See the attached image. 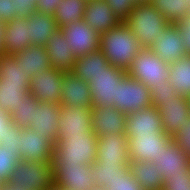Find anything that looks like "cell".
I'll list each match as a JSON object with an SVG mask.
<instances>
[{
	"label": "cell",
	"instance_id": "obj_1",
	"mask_svg": "<svg viewBox=\"0 0 190 190\" xmlns=\"http://www.w3.org/2000/svg\"><path fill=\"white\" fill-rule=\"evenodd\" d=\"M141 49L125 22L100 34V51L112 66L127 70Z\"/></svg>",
	"mask_w": 190,
	"mask_h": 190
},
{
	"label": "cell",
	"instance_id": "obj_2",
	"mask_svg": "<svg viewBox=\"0 0 190 190\" xmlns=\"http://www.w3.org/2000/svg\"><path fill=\"white\" fill-rule=\"evenodd\" d=\"M124 22L142 48H149L157 36L165 34V28L170 24L150 3L136 4Z\"/></svg>",
	"mask_w": 190,
	"mask_h": 190
},
{
	"label": "cell",
	"instance_id": "obj_3",
	"mask_svg": "<svg viewBox=\"0 0 190 190\" xmlns=\"http://www.w3.org/2000/svg\"><path fill=\"white\" fill-rule=\"evenodd\" d=\"M97 139L94 133L67 135L54 145L52 164L92 165L96 159Z\"/></svg>",
	"mask_w": 190,
	"mask_h": 190
},
{
	"label": "cell",
	"instance_id": "obj_4",
	"mask_svg": "<svg viewBox=\"0 0 190 190\" xmlns=\"http://www.w3.org/2000/svg\"><path fill=\"white\" fill-rule=\"evenodd\" d=\"M168 67L169 65L164 63L151 49L142 48L126 70V74L145 84L151 91L156 85L168 81Z\"/></svg>",
	"mask_w": 190,
	"mask_h": 190
},
{
	"label": "cell",
	"instance_id": "obj_5",
	"mask_svg": "<svg viewBox=\"0 0 190 190\" xmlns=\"http://www.w3.org/2000/svg\"><path fill=\"white\" fill-rule=\"evenodd\" d=\"M29 190H48L54 184L51 162L20 160L8 180Z\"/></svg>",
	"mask_w": 190,
	"mask_h": 190
},
{
	"label": "cell",
	"instance_id": "obj_6",
	"mask_svg": "<svg viewBox=\"0 0 190 190\" xmlns=\"http://www.w3.org/2000/svg\"><path fill=\"white\" fill-rule=\"evenodd\" d=\"M125 75V69L112 66L108 62L105 70L98 72L88 82L92 93V107L114 106L118 84Z\"/></svg>",
	"mask_w": 190,
	"mask_h": 190
},
{
	"label": "cell",
	"instance_id": "obj_7",
	"mask_svg": "<svg viewBox=\"0 0 190 190\" xmlns=\"http://www.w3.org/2000/svg\"><path fill=\"white\" fill-rule=\"evenodd\" d=\"M19 140L21 160L30 162H52L55 137H44L31 128H20L16 133Z\"/></svg>",
	"mask_w": 190,
	"mask_h": 190
},
{
	"label": "cell",
	"instance_id": "obj_8",
	"mask_svg": "<svg viewBox=\"0 0 190 190\" xmlns=\"http://www.w3.org/2000/svg\"><path fill=\"white\" fill-rule=\"evenodd\" d=\"M151 106V91L129 75H125L119 82L114 107L128 114Z\"/></svg>",
	"mask_w": 190,
	"mask_h": 190
},
{
	"label": "cell",
	"instance_id": "obj_9",
	"mask_svg": "<svg viewBox=\"0 0 190 190\" xmlns=\"http://www.w3.org/2000/svg\"><path fill=\"white\" fill-rule=\"evenodd\" d=\"M94 133L92 129V107L61 105L59 127L55 144L67 135Z\"/></svg>",
	"mask_w": 190,
	"mask_h": 190
},
{
	"label": "cell",
	"instance_id": "obj_10",
	"mask_svg": "<svg viewBox=\"0 0 190 190\" xmlns=\"http://www.w3.org/2000/svg\"><path fill=\"white\" fill-rule=\"evenodd\" d=\"M65 72L54 68L41 69L31 78L29 93L38 101L60 104Z\"/></svg>",
	"mask_w": 190,
	"mask_h": 190
},
{
	"label": "cell",
	"instance_id": "obj_11",
	"mask_svg": "<svg viewBox=\"0 0 190 190\" xmlns=\"http://www.w3.org/2000/svg\"><path fill=\"white\" fill-rule=\"evenodd\" d=\"M54 184L68 190H93L94 181L92 165L52 164Z\"/></svg>",
	"mask_w": 190,
	"mask_h": 190
},
{
	"label": "cell",
	"instance_id": "obj_12",
	"mask_svg": "<svg viewBox=\"0 0 190 190\" xmlns=\"http://www.w3.org/2000/svg\"><path fill=\"white\" fill-rule=\"evenodd\" d=\"M61 30L76 58L100 50V34L84 20L68 23Z\"/></svg>",
	"mask_w": 190,
	"mask_h": 190
},
{
	"label": "cell",
	"instance_id": "obj_13",
	"mask_svg": "<svg viewBox=\"0 0 190 190\" xmlns=\"http://www.w3.org/2000/svg\"><path fill=\"white\" fill-rule=\"evenodd\" d=\"M153 163L161 173L163 181L172 176L190 174V155L184 152L173 138L163 145L162 153Z\"/></svg>",
	"mask_w": 190,
	"mask_h": 190
},
{
	"label": "cell",
	"instance_id": "obj_14",
	"mask_svg": "<svg viewBox=\"0 0 190 190\" xmlns=\"http://www.w3.org/2000/svg\"><path fill=\"white\" fill-rule=\"evenodd\" d=\"M171 139L166 134H138L127 139L131 162L158 160L165 145Z\"/></svg>",
	"mask_w": 190,
	"mask_h": 190
},
{
	"label": "cell",
	"instance_id": "obj_15",
	"mask_svg": "<svg viewBox=\"0 0 190 190\" xmlns=\"http://www.w3.org/2000/svg\"><path fill=\"white\" fill-rule=\"evenodd\" d=\"M127 116L114 106L92 107V129L99 138L110 135H126Z\"/></svg>",
	"mask_w": 190,
	"mask_h": 190
},
{
	"label": "cell",
	"instance_id": "obj_16",
	"mask_svg": "<svg viewBox=\"0 0 190 190\" xmlns=\"http://www.w3.org/2000/svg\"><path fill=\"white\" fill-rule=\"evenodd\" d=\"M126 135L101 136L97 139L96 159L99 164L130 167Z\"/></svg>",
	"mask_w": 190,
	"mask_h": 190
},
{
	"label": "cell",
	"instance_id": "obj_17",
	"mask_svg": "<svg viewBox=\"0 0 190 190\" xmlns=\"http://www.w3.org/2000/svg\"><path fill=\"white\" fill-rule=\"evenodd\" d=\"M163 123L164 133L173 138L179 128L190 123L188 100L184 96H178L176 100L163 102L157 107Z\"/></svg>",
	"mask_w": 190,
	"mask_h": 190
},
{
	"label": "cell",
	"instance_id": "obj_18",
	"mask_svg": "<svg viewBox=\"0 0 190 190\" xmlns=\"http://www.w3.org/2000/svg\"><path fill=\"white\" fill-rule=\"evenodd\" d=\"M127 138L138 134H165L158 109L154 106L126 114Z\"/></svg>",
	"mask_w": 190,
	"mask_h": 190
},
{
	"label": "cell",
	"instance_id": "obj_19",
	"mask_svg": "<svg viewBox=\"0 0 190 190\" xmlns=\"http://www.w3.org/2000/svg\"><path fill=\"white\" fill-rule=\"evenodd\" d=\"M149 49L167 65L187 56L181 41V34L173 23L165 28L164 35L156 37Z\"/></svg>",
	"mask_w": 190,
	"mask_h": 190
},
{
	"label": "cell",
	"instance_id": "obj_20",
	"mask_svg": "<svg viewBox=\"0 0 190 190\" xmlns=\"http://www.w3.org/2000/svg\"><path fill=\"white\" fill-rule=\"evenodd\" d=\"M46 53L49 56L51 68L65 73L72 72L74 69L76 56L61 29H58L50 37L46 46Z\"/></svg>",
	"mask_w": 190,
	"mask_h": 190
},
{
	"label": "cell",
	"instance_id": "obj_21",
	"mask_svg": "<svg viewBox=\"0 0 190 190\" xmlns=\"http://www.w3.org/2000/svg\"><path fill=\"white\" fill-rule=\"evenodd\" d=\"M83 20L99 34L107 32L122 22L110 10L106 0H87Z\"/></svg>",
	"mask_w": 190,
	"mask_h": 190
},
{
	"label": "cell",
	"instance_id": "obj_22",
	"mask_svg": "<svg viewBox=\"0 0 190 190\" xmlns=\"http://www.w3.org/2000/svg\"><path fill=\"white\" fill-rule=\"evenodd\" d=\"M92 107V93L89 83L76 77L73 73L64 74L60 105Z\"/></svg>",
	"mask_w": 190,
	"mask_h": 190
},
{
	"label": "cell",
	"instance_id": "obj_23",
	"mask_svg": "<svg viewBox=\"0 0 190 190\" xmlns=\"http://www.w3.org/2000/svg\"><path fill=\"white\" fill-rule=\"evenodd\" d=\"M27 17H16L4 25L5 54L13 55L21 52L31 45Z\"/></svg>",
	"mask_w": 190,
	"mask_h": 190
},
{
	"label": "cell",
	"instance_id": "obj_24",
	"mask_svg": "<svg viewBox=\"0 0 190 190\" xmlns=\"http://www.w3.org/2000/svg\"><path fill=\"white\" fill-rule=\"evenodd\" d=\"M61 105L52 102L37 101L34 115V125L31 129L44 137H57Z\"/></svg>",
	"mask_w": 190,
	"mask_h": 190
},
{
	"label": "cell",
	"instance_id": "obj_25",
	"mask_svg": "<svg viewBox=\"0 0 190 190\" xmlns=\"http://www.w3.org/2000/svg\"><path fill=\"white\" fill-rule=\"evenodd\" d=\"M32 46H47L53 33L59 28L53 15L33 11L27 17Z\"/></svg>",
	"mask_w": 190,
	"mask_h": 190
},
{
	"label": "cell",
	"instance_id": "obj_26",
	"mask_svg": "<svg viewBox=\"0 0 190 190\" xmlns=\"http://www.w3.org/2000/svg\"><path fill=\"white\" fill-rule=\"evenodd\" d=\"M18 62L28 75L33 78L41 69H50L51 62L46 53V46H32L25 48L21 52L13 54Z\"/></svg>",
	"mask_w": 190,
	"mask_h": 190
},
{
	"label": "cell",
	"instance_id": "obj_27",
	"mask_svg": "<svg viewBox=\"0 0 190 190\" xmlns=\"http://www.w3.org/2000/svg\"><path fill=\"white\" fill-rule=\"evenodd\" d=\"M107 63L108 60L100 50L88 53L76 58L74 69L71 73L81 80L89 82L98 72L105 70Z\"/></svg>",
	"mask_w": 190,
	"mask_h": 190
},
{
	"label": "cell",
	"instance_id": "obj_28",
	"mask_svg": "<svg viewBox=\"0 0 190 190\" xmlns=\"http://www.w3.org/2000/svg\"><path fill=\"white\" fill-rule=\"evenodd\" d=\"M130 169L143 190H162L164 181L151 161L130 162Z\"/></svg>",
	"mask_w": 190,
	"mask_h": 190
},
{
	"label": "cell",
	"instance_id": "obj_29",
	"mask_svg": "<svg viewBox=\"0 0 190 190\" xmlns=\"http://www.w3.org/2000/svg\"><path fill=\"white\" fill-rule=\"evenodd\" d=\"M168 81L175 89L177 95L190 97V55L173 62L168 67Z\"/></svg>",
	"mask_w": 190,
	"mask_h": 190
},
{
	"label": "cell",
	"instance_id": "obj_30",
	"mask_svg": "<svg viewBox=\"0 0 190 190\" xmlns=\"http://www.w3.org/2000/svg\"><path fill=\"white\" fill-rule=\"evenodd\" d=\"M87 0H62L53 14L58 28L65 27L68 23L82 21Z\"/></svg>",
	"mask_w": 190,
	"mask_h": 190
},
{
	"label": "cell",
	"instance_id": "obj_31",
	"mask_svg": "<svg viewBox=\"0 0 190 190\" xmlns=\"http://www.w3.org/2000/svg\"><path fill=\"white\" fill-rule=\"evenodd\" d=\"M28 94L29 86L0 81V109L10 114Z\"/></svg>",
	"mask_w": 190,
	"mask_h": 190
},
{
	"label": "cell",
	"instance_id": "obj_32",
	"mask_svg": "<svg viewBox=\"0 0 190 190\" xmlns=\"http://www.w3.org/2000/svg\"><path fill=\"white\" fill-rule=\"evenodd\" d=\"M0 81L22 83V86H29L31 77L21 66L13 55H0Z\"/></svg>",
	"mask_w": 190,
	"mask_h": 190
},
{
	"label": "cell",
	"instance_id": "obj_33",
	"mask_svg": "<svg viewBox=\"0 0 190 190\" xmlns=\"http://www.w3.org/2000/svg\"><path fill=\"white\" fill-rule=\"evenodd\" d=\"M150 4L173 24L190 12V2L186 0H151Z\"/></svg>",
	"mask_w": 190,
	"mask_h": 190
},
{
	"label": "cell",
	"instance_id": "obj_34",
	"mask_svg": "<svg viewBox=\"0 0 190 190\" xmlns=\"http://www.w3.org/2000/svg\"><path fill=\"white\" fill-rule=\"evenodd\" d=\"M37 101L30 93L25 96L23 102L10 113L12 122L20 128H31L34 125Z\"/></svg>",
	"mask_w": 190,
	"mask_h": 190
},
{
	"label": "cell",
	"instance_id": "obj_35",
	"mask_svg": "<svg viewBox=\"0 0 190 190\" xmlns=\"http://www.w3.org/2000/svg\"><path fill=\"white\" fill-rule=\"evenodd\" d=\"M130 167H116L110 164H99L95 161L92 164L94 181L97 186L105 188L113 182L119 175L125 174Z\"/></svg>",
	"mask_w": 190,
	"mask_h": 190
},
{
	"label": "cell",
	"instance_id": "obj_36",
	"mask_svg": "<svg viewBox=\"0 0 190 190\" xmlns=\"http://www.w3.org/2000/svg\"><path fill=\"white\" fill-rule=\"evenodd\" d=\"M20 160L19 149L2 148L0 146V182L9 180L12 171Z\"/></svg>",
	"mask_w": 190,
	"mask_h": 190
},
{
	"label": "cell",
	"instance_id": "obj_37",
	"mask_svg": "<svg viewBox=\"0 0 190 190\" xmlns=\"http://www.w3.org/2000/svg\"><path fill=\"white\" fill-rule=\"evenodd\" d=\"M178 96L170 82L166 81L163 84L156 85V87L151 90V106L157 108L163 102L176 100Z\"/></svg>",
	"mask_w": 190,
	"mask_h": 190
},
{
	"label": "cell",
	"instance_id": "obj_38",
	"mask_svg": "<svg viewBox=\"0 0 190 190\" xmlns=\"http://www.w3.org/2000/svg\"><path fill=\"white\" fill-rule=\"evenodd\" d=\"M105 190H143L139 185L136 178L133 176L131 169H129L125 174L119 175L117 179L110 182L105 187Z\"/></svg>",
	"mask_w": 190,
	"mask_h": 190
},
{
	"label": "cell",
	"instance_id": "obj_39",
	"mask_svg": "<svg viewBox=\"0 0 190 190\" xmlns=\"http://www.w3.org/2000/svg\"><path fill=\"white\" fill-rule=\"evenodd\" d=\"M110 10L114 12L118 18L124 22L131 11L135 8L136 4L133 0H106Z\"/></svg>",
	"mask_w": 190,
	"mask_h": 190
},
{
	"label": "cell",
	"instance_id": "obj_40",
	"mask_svg": "<svg viewBox=\"0 0 190 190\" xmlns=\"http://www.w3.org/2000/svg\"><path fill=\"white\" fill-rule=\"evenodd\" d=\"M162 190H190V174L172 176L166 179Z\"/></svg>",
	"mask_w": 190,
	"mask_h": 190
},
{
	"label": "cell",
	"instance_id": "obj_41",
	"mask_svg": "<svg viewBox=\"0 0 190 190\" xmlns=\"http://www.w3.org/2000/svg\"><path fill=\"white\" fill-rule=\"evenodd\" d=\"M181 34V41L187 55H190V12L182 19L174 23Z\"/></svg>",
	"mask_w": 190,
	"mask_h": 190
},
{
	"label": "cell",
	"instance_id": "obj_42",
	"mask_svg": "<svg viewBox=\"0 0 190 190\" xmlns=\"http://www.w3.org/2000/svg\"><path fill=\"white\" fill-rule=\"evenodd\" d=\"M14 0H0V22L9 23L16 18Z\"/></svg>",
	"mask_w": 190,
	"mask_h": 190
},
{
	"label": "cell",
	"instance_id": "obj_43",
	"mask_svg": "<svg viewBox=\"0 0 190 190\" xmlns=\"http://www.w3.org/2000/svg\"><path fill=\"white\" fill-rule=\"evenodd\" d=\"M173 140L180 146V148L190 155V123L179 128Z\"/></svg>",
	"mask_w": 190,
	"mask_h": 190
},
{
	"label": "cell",
	"instance_id": "obj_44",
	"mask_svg": "<svg viewBox=\"0 0 190 190\" xmlns=\"http://www.w3.org/2000/svg\"><path fill=\"white\" fill-rule=\"evenodd\" d=\"M20 129V127L13 122L9 125V131L6 134L5 138L0 143L2 148H9V149H19V140L16 138V133Z\"/></svg>",
	"mask_w": 190,
	"mask_h": 190
},
{
	"label": "cell",
	"instance_id": "obj_45",
	"mask_svg": "<svg viewBox=\"0 0 190 190\" xmlns=\"http://www.w3.org/2000/svg\"><path fill=\"white\" fill-rule=\"evenodd\" d=\"M16 17H28L34 10L36 0H14Z\"/></svg>",
	"mask_w": 190,
	"mask_h": 190
},
{
	"label": "cell",
	"instance_id": "obj_46",
	"mask_svg": "<svg viewBox=\"0 0 190 190\" xmlns=\"http://www.w3.org/2000/svg\"><path fill=\"white\" fill-rule=\"evenodd\" d=\"M62 0H36L35 11L53 15Z\"/></svg>",
	"mask_w": 190,
	"mask_h": 190
},
{
	"label": "cell",
	"instance_id": "obj_47",
	"mask_svg": "<svg viewBox=\"0 0 190 190\" xmlns=\"http://www.w3.org/2000/svg\"><path fill=\"white\" fill-rule=\"evenodd\" d=\"M12 123L11 116L9 113L4 112L0 109V143L5 138L9 131V125Z\"/></svg>",
	"mask_w": 190,
	"mask_h": 190
},
{
	"label": "cell",
	"instance_id": "obj_48",
	"mask_svg": "<svg viewBox=\"0 0 190 190\" xmlns=\"http://www.w3.org/2000/svg\"><path fill=\"white\" fill-rule=\"evenodd\" d=\"M0 190H29L25 189L24 186H20L19 184H13L12 182H0Z\"/></svg>",
	"mask_w": 190,
	"mask_h": 190
},
{
	"label": "cell",
	"instance_id": "obj_49",
	"mask_svg": "<svg viewBox=\"0 0 190 190\" xmlns=\"http://www.w3.org/2000/svg\"><path fill=\"white\" fill-rule=\"evenodd\" d=\"M4 25H5V23L0 22V55L5 54V47H4V44H3Z\"/></svg>",
	"mask_w": 190,
	"mask_h": 190
},
{
	"label": "cell",
	"instance_id": "obj_50",
	"mask_svg": "<svg viewBox=\"0 0 190 190\" xmlns=\"http://www.w3.org/2000/svg\"><path fill=\"white\" fill-rule=\"evenodd\" d=\"M48 190H68V189L60 187L57 184H53Z\"/></svg>",
	"mask_w": 190,
	"mask_h": 190
},
{
	"label": "cell",
	"instance_id": "obj_51",
	"mask_svg": "<svg viewBox=\"0 0 190 190\" xmlns=\"http://www.w3.org/2000/svg\"><path fill=\"white\" fill-rule=\"evenodd\" d=\"M135 4H145L150 3L151 0H133Z\"/></svg>",
	"mask_w": 190,
	"mask_h": 190
},
{
	"label": "cell",
	"instance_id": "obj_52",
	"mask_svg": "<svg viewBox=\"0 0 190 190\" xmlns=\"http://www.w3.org/2000/svg\"><path fill=\"white\" fill-rule=\"evenodd\" d=\"M93 190H105V188L96 186Z\"/></svg>",
	"mask_w": 190,
	"mask_h": 190
},
{
	"label": "cell",
	"instance_id": "obj_53",
	"mask_svg": "<svg viewBox=\"0 0 190 190\" xmlns=\"http://www.w3.org/2000/svg\"><path fill=\"white\" fill-rule=\"evenodd\" d=\"M187 100H188V104H189V113H190V97L187 98Z\"/></svg>",
	"mask_w": 190,
	"mask_h": 190
}]
</instances>
